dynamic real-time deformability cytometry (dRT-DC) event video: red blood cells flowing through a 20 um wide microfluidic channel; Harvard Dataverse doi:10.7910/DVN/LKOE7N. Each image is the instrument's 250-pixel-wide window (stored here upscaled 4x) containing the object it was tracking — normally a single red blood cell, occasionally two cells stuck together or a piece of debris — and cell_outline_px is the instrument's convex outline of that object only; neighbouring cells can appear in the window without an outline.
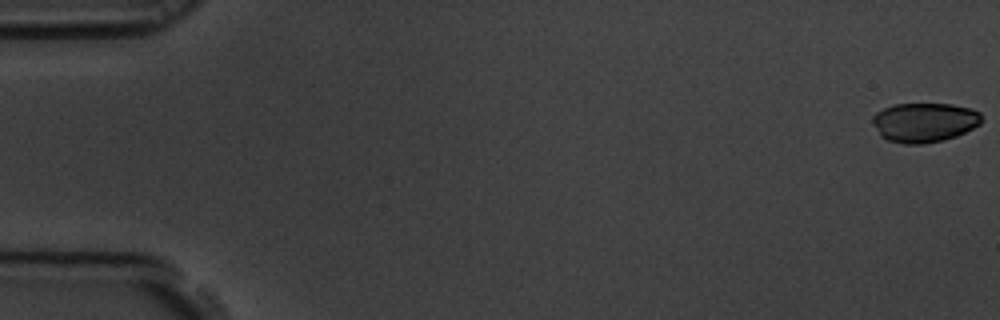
{"species": "common noctule bat (a hibernating species)", "species_latin": "Nyctalus noctula", "temperature_condition": "room temperature", "stored_images_in_passage": 59, "camera_frame_rate_fps": 3000, "um_per_image_px": 0.085, "animal": {"sex": "male", "body_mass_g": 19.5, "forearm_length_mm": 54.6}, "frame": {"image": 1, "passage_image": 1, "time_ms": 0.0, "image_size_px": [1000, 320], "cell_outline_px": [[984, 120], [980, 124], [956, 136], [944, 140], [924, 144], [904, 144], [888, 140], [880, 136], [872, 124], [872, 116], [876, 112], [892, 104], [952, 104], [968, 108], [980, 112]], "centroid_in_image_um": [78.55, 10.4], "position_along_channel_um": 6.4, "area_um2": 25.26}}
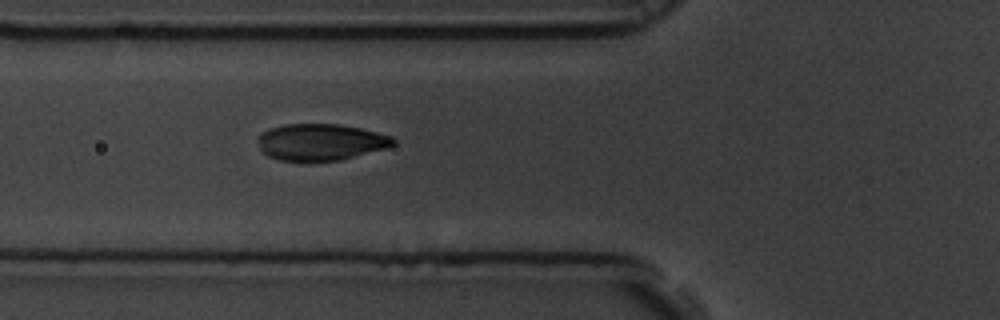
{"frame": {"image": 2, "passage_image": 22, "time_ms": 7.0, "image_size_px": [1000, 320], "cell_outline_px": [[396, 144], [388, 148], [340, 160], [280, 160], [268, 156], [260, 148], [260, 132], [268, 128], [284, 124], [340, 124], [360, 128], [392, 136], [396, 140]], "centroid_in_image_um": [27.3, 12.06], "position_along_channel_um": 98.5, "area_um2": 28.73}}
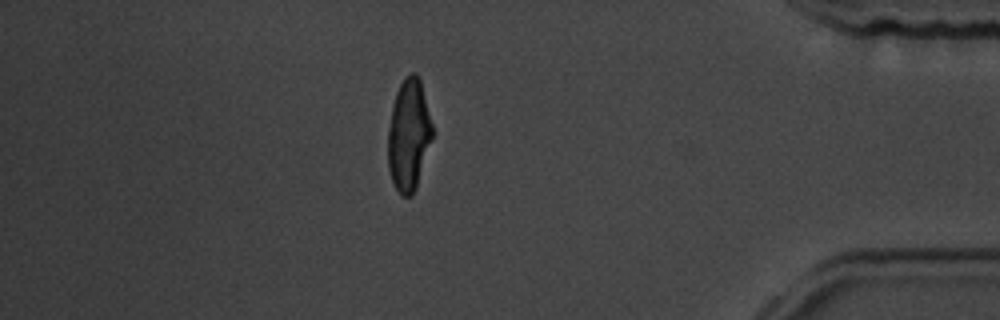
{"frame": {"image": 3, "passage_image": 51, "time_ms": 16.667, "image_size_px": [1000, 320], "cell_outline_px": [[432, 140], [416, 188], [412, 196], [400, 196], [392, 180], [388, 168], [388, 128], [392, 104], [396, 92], [404, 76], [412, 72], [416, 72], [420, 76], [432, 124]], "centroid_in_image_um": [34.74, 11.45], "position_along_channel_um": 400.5, "area_um2": 29.19}, "authors_computed_cell_mechanics": {"area_um2": 28.611, "velocity_mm_per_s": 3.527, "shape_relaxation_time_tau1_ms": 2.6481, "shape_relaxation_time_tau2_ms": 0.91, "deformation_change_tau1": 0.1047, "deformation_change_tau2": 0.0531}}